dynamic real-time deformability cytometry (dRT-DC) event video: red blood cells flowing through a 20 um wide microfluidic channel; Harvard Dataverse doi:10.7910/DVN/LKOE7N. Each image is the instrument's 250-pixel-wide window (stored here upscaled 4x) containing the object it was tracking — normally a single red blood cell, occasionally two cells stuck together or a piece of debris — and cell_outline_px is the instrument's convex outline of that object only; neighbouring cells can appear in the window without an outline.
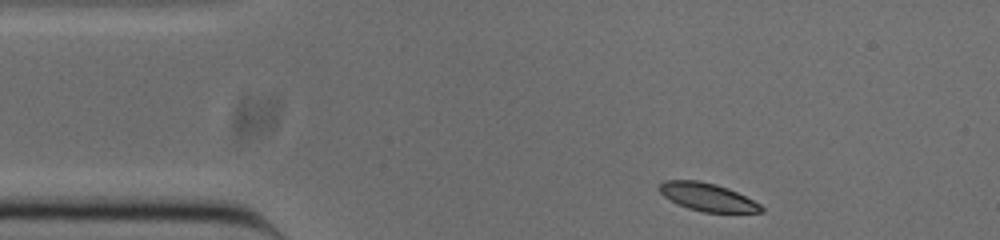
{"species": "common noctule bat (a hibernating species)", "species_latin": "Nyctalus noctula", "temperature_condition": "cold", "stored_images_in_passage": 46, "camera_frame_rate_fps": 3000, "um_per_image_px": 0.085, "animal": {"sex": "male", "body_mass_g": 20.0, "forearm_length_mm": 53.3}, "frame": {"image": 1, "passage_image": 1, "time_ms": 0.0, "image_size_px": [1000, 240], "cell_outline_px": [[764, 212], [704, 212], [688, 208], [676, 204], [664, 196], [656, 188], [664, 180], [696, 180], [716, 184], [728, 188], [760, 204], [764, 208]], "centroid_in_image_um": [60.09, 16.74], "position_along_channel_um": 24.9, "area_um2": 16.53}}
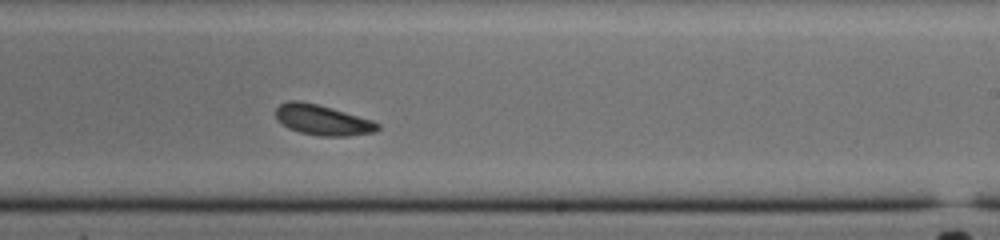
{"frame": {"image": 2, "passage_image": 24, "time_ms": 7.667, "image_size_px": [1000, 240], "cell_outline_px": [[380, 128], [372, 132], [348, 136], [320, 136], [300, 132], [288, 128], [276, 120], [276, 108], [280, 104], [288, 100], [300, 100], [316, 104], [372, 120], [380, 124]], "centroid_in_image_um": [27.37, 10.2], "position_along_channel_um": 261.6, "area_um2": 17.86}}
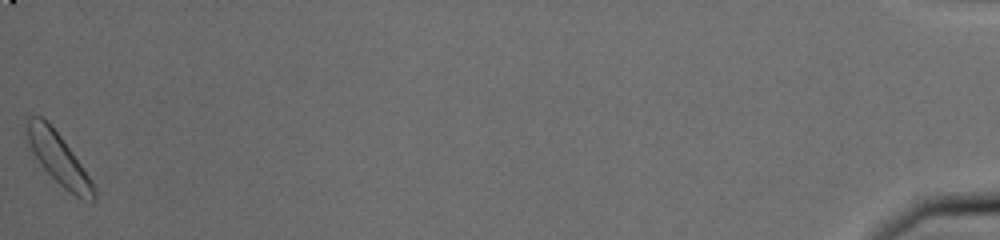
{"frame": {"image": 3, "passage_image": 46, "time_ms": 15.0, "image_size_px": [1000, 240], "cell_outline_px": [[96, 196], [92, 200], [76, 196], [64, 188], [40, 164], [28, 140], [24, 128], [28, 116], [40, 116], [60, 136], [72, 152], [88, 176], [96, 192]], "centroid_in_image_um": [4.93, 13.45], "position_along_channel_um": 430.3, "area_um2": 18.96}, "authors_computed_cell_mechanics": {"area_um2": 17.9758, "velocity_mm_per_s": 3.798, "shape_relaxation_time_tau1_ms": 2.1543, "shape_relaxation_time_tau2_ms": 3.8305, "deformation_change_tau1": 0.0951, "deformation_change_tau2": 0.0953}}